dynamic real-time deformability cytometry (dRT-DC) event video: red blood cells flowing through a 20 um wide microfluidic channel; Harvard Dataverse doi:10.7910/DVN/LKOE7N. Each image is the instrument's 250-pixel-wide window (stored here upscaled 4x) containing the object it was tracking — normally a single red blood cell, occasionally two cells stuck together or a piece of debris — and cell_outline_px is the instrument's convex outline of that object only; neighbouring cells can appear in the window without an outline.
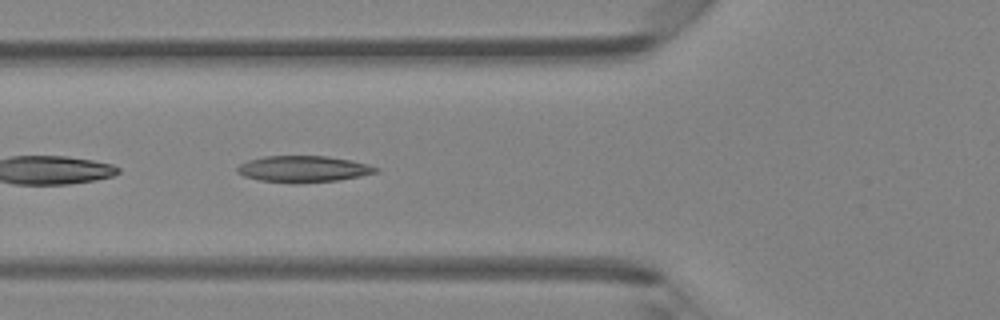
{"species": "Egyptian fruit bat (a non-hibernating species)", "species_latin": "Rousettus aegyptiacus", "temperature_condition": "room temperature", "stored_images_in_passage": 32, "camera_frame_rate_fps": 3000, "um_per_image_px": 0.085, "animal": {"sex": "female"}, "frame": {"image": 1, "passage_image": 3, "time_ms": 0.667, "image_size_px": [1000, 320], "cell_outline_px": [[380, 172], [340, 180], [292, 184], [260, 180], [244, 176], [236, 172], [236, 168], [240, 164], [248, 160], [264, 156], [328, 156], [352, 160], [368, 164], [380, 168]], "centroid_in_image_um": [25.81, 14.37], "position_along_channel_um": 100.0, "area_um2": 21.62}}
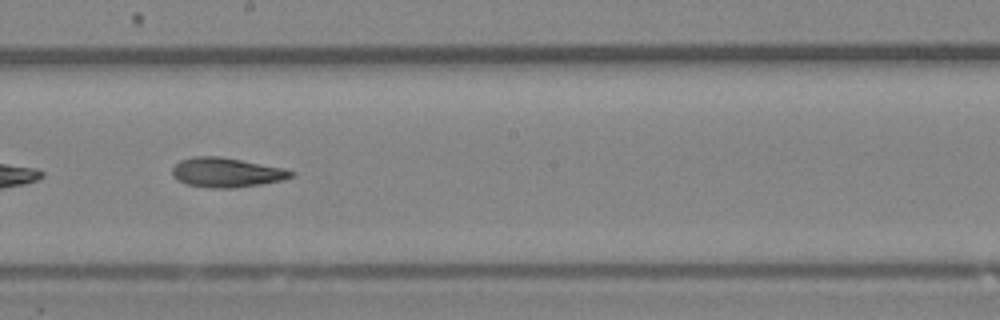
{"frame": {"image": 2, "passage_image": 12, "time_ms": 3.667, "image_size_px": [1000, 320], "cell_outline_px": [[296, 172], [292, 176], [284, 180], [236, 188], [212, 188], [188, 184], [176, 180], [172, 176], [172, 168], [180, 160], [192, 156], [220, 156], [284, 168]], "centroid_in_image_um": [19.24, 14.66], "position_along_channel_um": 229.0, "area_um2": 20.52}}
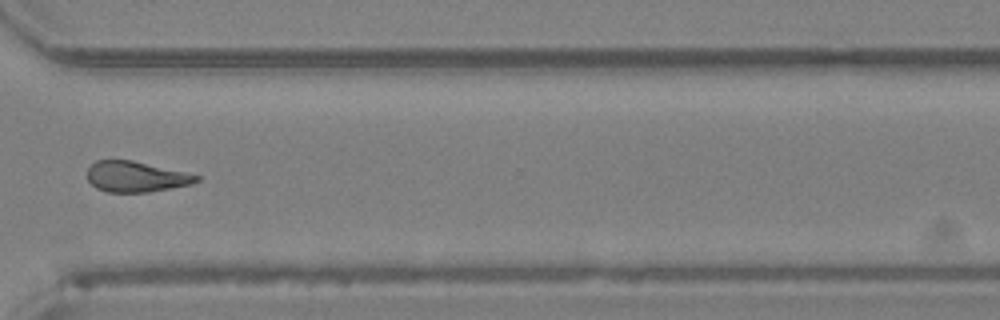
{"frame": {"image": 3, "passage_image": 21, "time_ms": 6.667, "image_size_px": [1000, 320], "cell_outline_px": [[200, 180], [192, 184], [148, 192], [108, 192], [96, 188], [88, 180], [88, 168], [96, 160], [132, 160], [184, 172], [200, 176]], "centroid_in_image_um": [11.55, 15.02], "position_along_channel_um": 359.1, "area_um2": 19.31}, "authors_computed_cell_mechanics": {"area_um2": 20.1722, "velocity_mm_per_s": 4.3138, "shape_relaxation_time_tau1_ms": 7.1333, "shape_relaxation_time_tau2_ms": 4.0167, "deformation_change_tau1": 0.2067, "deformation_change_tau2": 0.1415}}